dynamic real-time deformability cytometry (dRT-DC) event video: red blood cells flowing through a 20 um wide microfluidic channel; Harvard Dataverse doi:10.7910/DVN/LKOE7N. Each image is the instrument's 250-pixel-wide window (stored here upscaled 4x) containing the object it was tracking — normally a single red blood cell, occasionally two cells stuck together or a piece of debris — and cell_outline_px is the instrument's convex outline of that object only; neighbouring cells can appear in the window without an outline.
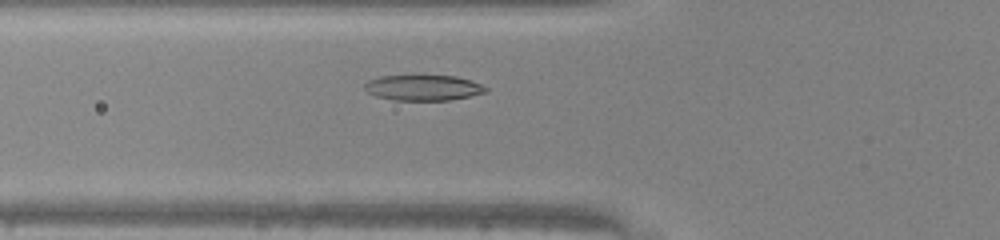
{"species": "common noctule bat (a hibernating species)", "species_latin": "Nyctalus noctula", "temperature_condition": "warm", "stored_images_in_passage": 35, "camera_frame_rate_fps": 3000, "um_per_image_px": 0.085, "animal": {"sex": "male", "body_mass_g": 20.0, "forearm_length_mm": 53.3}, "frame": {"image": 1, "passage_image": 12, "time_ms": 3.667, "image_size_px": [1000, 240], "cell_outline_px": [[488, 92], [448, 100], [392, 100], [376, 96], [368, 92], [364, 88], [364, 84], [368, 80], [380, 76], [456, 76], [472, 80], [488, 88]], "centroid_in_image_um": [35.97, 7.45], "position_along_channel_um": 89.8, "area_um2": 17.98}}
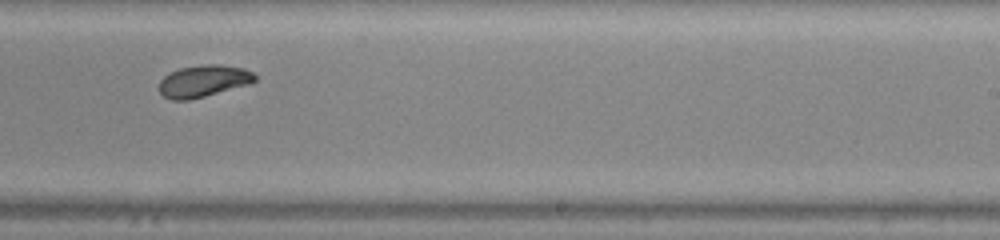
{"frame": {"image": 2, "passage_image": 25, "time_ms": 8.0, "image_size_px": [1000, 240], "cell_outline_px": [[256, 80], [252, 84], [188, 100], [172, 100], [164, 96], [160, 92], [160, 80], [164, 76], [180, 68], [204, 64], [220, 64], [244, 68], [252, 72], [256, 76]], "centroid_in_image_um": [17.34, 6.88], "position_along_channel_um": 271.7, "area_um2": 17.8}}
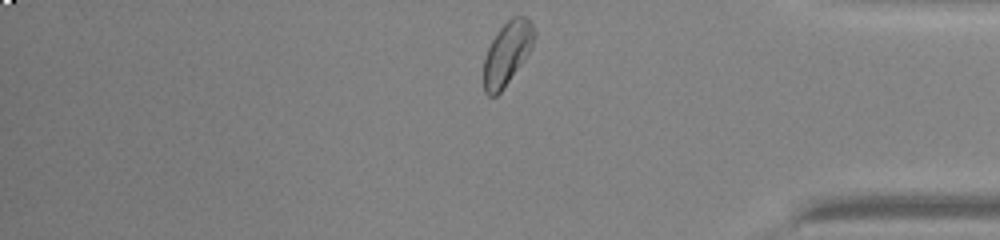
{"frame": {"image": 3, "passage_image": 35, "time_ms": 11.333, "image_size_px": [1000, 240], "cell_outline_px": [[536, 36], [532, 48], [524, 60], [504, 88], [496, 96], [488, 96], [484, 92], [484, 60], [488, 48], [496, 32], [512, 16], [524, 16], [532, 24], [536, 32]], "centroid_in_image_um": [43.12, 4.53], "position_along_channel_um": 392.1, "area_um2": 18.61}, "authors_computed_cell_mechanics": {"area_um2": 18.3804, "velocity_mm_per_s": 4.1973, "shape_relaxation_time_tau1_ms": 3.4584, "shape_relaxation_time_tau2_ms": 6.3972, "deformation_change_tau1": 0.1471, "deformation_change_tau2": 0.0907}}